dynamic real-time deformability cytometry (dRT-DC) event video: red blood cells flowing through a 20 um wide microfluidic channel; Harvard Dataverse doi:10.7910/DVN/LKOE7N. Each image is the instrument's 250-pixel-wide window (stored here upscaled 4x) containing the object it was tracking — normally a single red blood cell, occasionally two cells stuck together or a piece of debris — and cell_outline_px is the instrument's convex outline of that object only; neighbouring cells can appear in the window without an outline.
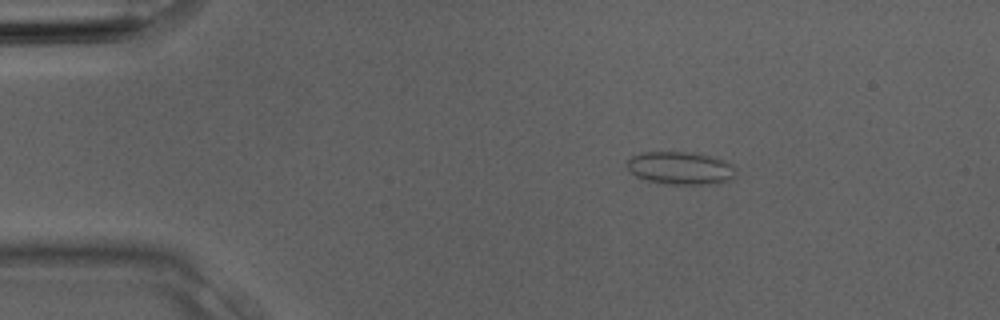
{"species": "Egyptian fruit bat (a non-hibernating species)", "species_latin": "Rousettus aegyptiacus", "temperature_condition": "room temperature", "stored_images_in_passage": 3, "camera_frame_rate_fps": 3000, "um_per_image_px": 0.085, "animal": {"sex": "male"}, "frame": {"image": 1, "passage_image": 2, "time_ms": 0.333, "image_size_px": [1000, 320], "cell_outline_px": [[736, 172], [732, 180], [716, 184], [668, 184], [644, 180], [636, 176], [628, 168], [628, 160], [632, 156], [640, 152], [684, 152], [708, 156], [724, 160], [732, 164], [736, 168]], "centroid_in_image_um": [57.86, 14.3], "position_along_channel_um": 27.1, "area_um2": 20.81}}